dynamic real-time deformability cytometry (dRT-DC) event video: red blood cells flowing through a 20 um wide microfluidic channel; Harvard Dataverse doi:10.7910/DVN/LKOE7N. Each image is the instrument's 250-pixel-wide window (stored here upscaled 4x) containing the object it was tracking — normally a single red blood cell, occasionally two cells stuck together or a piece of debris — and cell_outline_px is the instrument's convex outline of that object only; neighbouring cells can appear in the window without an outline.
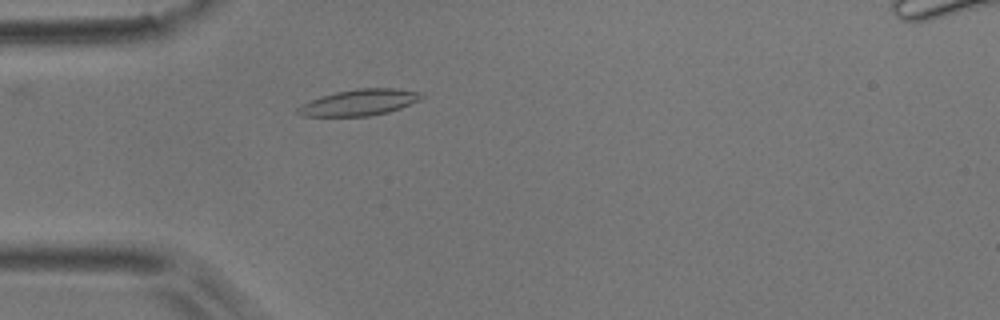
{"species": "common noctule bat (a hibernating species)", "species_latin": "Nyctalus noctula", "temperature_condition": "room temperature", "stored_images_in_passage": 31, "camera_frame_rate_fps": 3000, "um_per_image_px": 0.085, "animal": {"sex": "male", "body_mass_g": 17.9}, "frame": {"image": 1, "passage_image": 5, "time_ms": 1.333, "image_size_px": [1000, 320], "cell_outline_px": [[424, 96], [420, 100], [400, 108], [388, 112], [368, 116], [304, 116], [296, 112], [296, 108], [312, 100], [336, 92], [360, 88], [392, 88], [420, 92]], "centroid_in_image_um": [30.57, 8.71], "position_along_channel_um": 54.4, "area_um2": 18.55}}
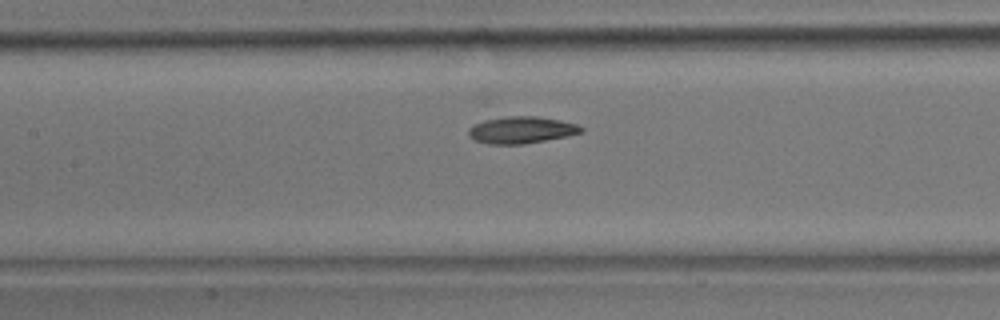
{"frame": {"image": 2, "passage_image": 14, "time_ms": 4.333, "image_size_px": [1000, 320], "cell_outline_px": [[584, 132], [568, 136], [524, 144], [488, 144], [476, 140], [468, 136], [468, 128], [472, 124], [484, 120], [508, 116], [536, 116], [560, 120], [576, 124], [584, 128]], "centroid_in_image_um": [44.31, 11.05], "position_along_channel_um": 163.1, "area_um2": 17.74}}
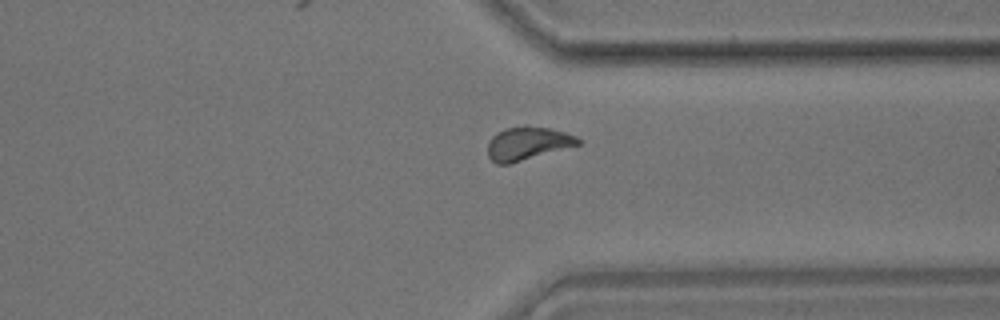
{"frame": {"image": 3, "passage_image": 30, "time_ms": 9.667, "image_size_px": [1000, 320], "cell_outline_px": [[580, 144], [508, 164], [496, 164], [488, 156], [488, 140], [496, 132], [504, 128], [524, 124], [548, 128], [564, 132], [576, 136], [580, 140]], "centroid_in_image_um": [44.79, 12.16], "position_along_channel_um": 366.6, "area_um2": 17.51}}